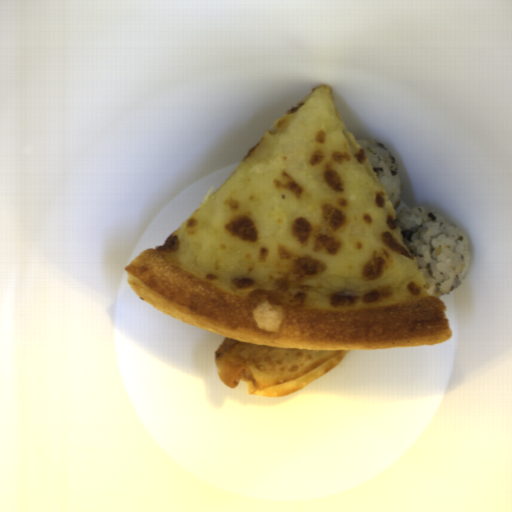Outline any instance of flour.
I'll return each instance as SVG.
<instances>
[{"mask_svg":"<svg viewBox=\"0 0 512 512\" xmlns=\"http://www.w3.org/2000/svg\"><path fill=\"white\" fill-rule=\"evenodd\" d=\"M349 350L257 345L226 336L214 352L217 375L228 388L247 382L253 396H287L333 369Z\"/></svg>","mask_w":512,"mask_h":512,"instance_id":"1","label":"flour"}]
</instances>
